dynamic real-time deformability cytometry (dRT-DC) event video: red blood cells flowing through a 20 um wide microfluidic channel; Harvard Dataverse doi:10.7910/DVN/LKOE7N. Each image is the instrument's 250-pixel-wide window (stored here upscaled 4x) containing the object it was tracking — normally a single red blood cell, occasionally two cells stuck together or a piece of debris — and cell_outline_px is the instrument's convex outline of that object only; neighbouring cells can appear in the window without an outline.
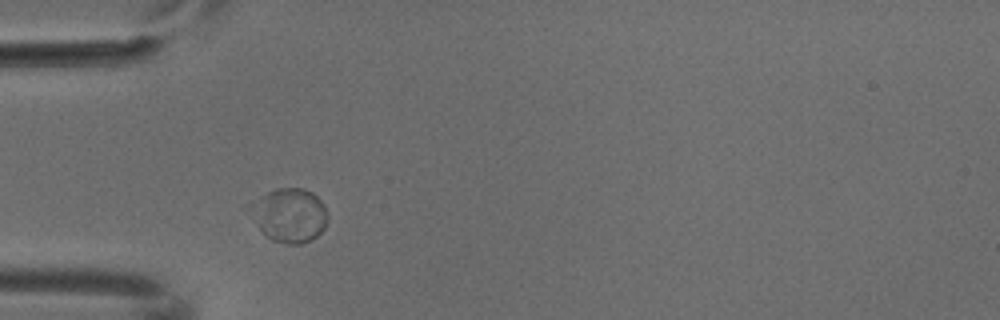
{"species": "common noctule bat (a hibernating species)", "species_latin": "Nyctalus noctula", "temperature_condition": "cold", "stored_images_in_passage": 4, "camera_frame_rate_fps": 3000, "um_per_image_px": 0.085, "animal": {"sex": "male", "body_mass_g": 18.8}, "frame": {"image": 1, "passage_image": 1, "time_ms": 0.0, "image_size_px": [1000, 320], "cell_outline_px": [[328, 220], [324, 228], [316, 236], [300, 244], [288, 244], [272, 240], [260, 228], [260, 196], [276, 188], [304, 188], [312, 192], [324, 204], [328, 216]], "centroid_in_image_um": [24.82, 18.29], "position_along_channel_um": 60.2, "area_um2": 22.6}}
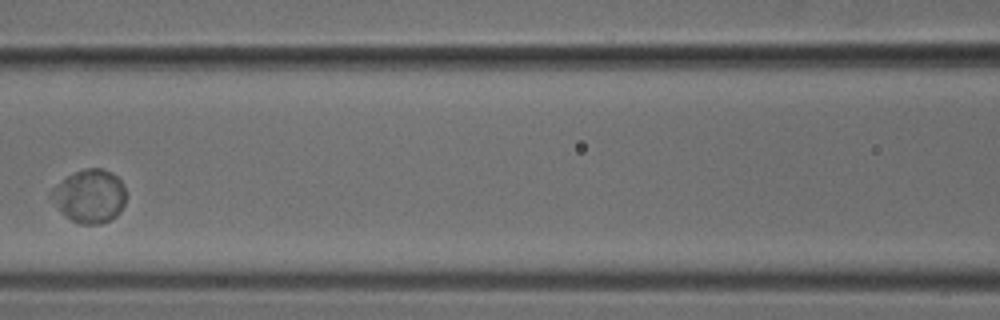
{"frame": {"image": 2, "passage_image": 3, "time_ms": 0.667, "image_size_px": [1000, 320], "cell_outline_px": [[124, 204], [120, 212], [116, 216], [100, 224], [80, 224], [72, 220], [60, 212], [48, 196], [56, 184], [68, 176], [76, 172], [88, 168], [100, 168], [112, 172], [120, 180], [124, 188]], "centroid_in_image_um": [7.59, 16.68], "position_along_channel_um": 159.0, "area_um2": 23.06}}
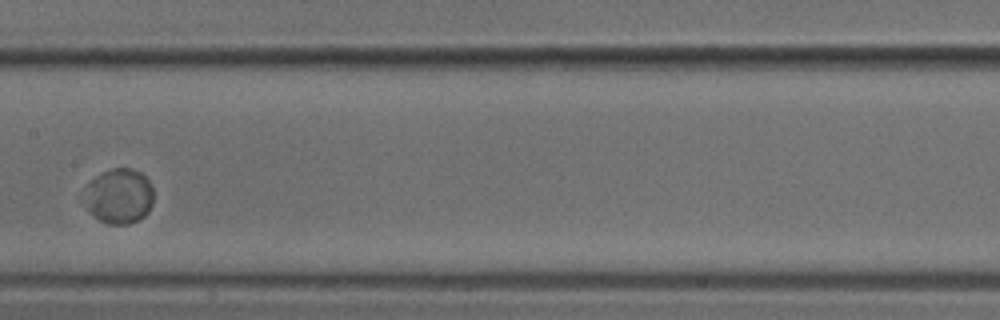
{"frame": {"image": 3, "passage_image": 4, "time_ms": 1.0, "image_size_px": [1000, 320], "cell_outline_px": [[152, 204], [148, 212], [144, 216], [128, 224], [108, 224], [100, 220], [88, 212], [88, 184], [92, 180], [104, 172], [112, 168], [132, 168], [140, 172], [152, 184]], "centroid_in_image_um": [10.18, 16.67], "position_along_channel_um": 197.2, "area_um2": 21.68}}